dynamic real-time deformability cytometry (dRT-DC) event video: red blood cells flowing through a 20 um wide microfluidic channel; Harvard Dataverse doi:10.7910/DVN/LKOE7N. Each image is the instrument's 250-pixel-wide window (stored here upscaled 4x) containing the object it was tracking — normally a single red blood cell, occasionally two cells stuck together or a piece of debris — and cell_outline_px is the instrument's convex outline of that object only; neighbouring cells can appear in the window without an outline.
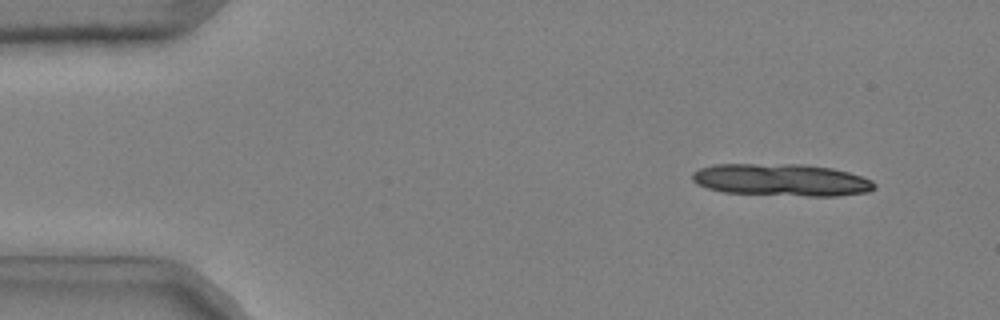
{"species": "common noctule bat (a hibernating species)", "species_latin": "Nyctalus noctula", "temperature_condition": "cold", "stored_images_in_passage": 12, "camera_frame_rate_fps": 3000, "um_per_image_px": 0.085, "animal": {"sex": "male", "body_mass_g": 20.4}, "frame": {"image": 1, "passage_image": 4, "time_ms": 1.0, "image_size_px": [1000, 320], "cell_outline_px": [[876, 188], [868, 192], [836, 196], [808, 196], [724, 192], [708, 188], [696, 184], [692, 180], [692, 172], [700, 168], [712, 164], [804, 164], [832, 168], [848, 172], [872, 180], [876, 184]], "centroid_in_image_um": [66.42, 15.29], "position_along_channel_um": 18.6, "area_um2": 34.33}}